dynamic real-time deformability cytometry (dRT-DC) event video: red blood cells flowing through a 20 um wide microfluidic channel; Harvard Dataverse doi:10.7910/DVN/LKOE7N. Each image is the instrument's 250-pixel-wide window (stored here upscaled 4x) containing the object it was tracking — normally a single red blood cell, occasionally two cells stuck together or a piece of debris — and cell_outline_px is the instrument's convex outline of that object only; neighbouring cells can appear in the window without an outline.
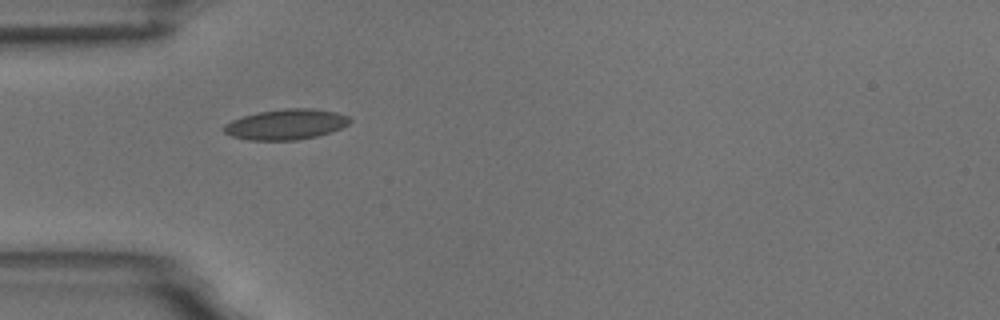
{"species": "common noctule bat (a hibernating species)", "species_latin": "Nyctalus noctula", "temperature_condition": "room temperature", "stored_images_in_passage": 5, "camera_frame_rate_fps": 3000, "um_per_image_px": 0.085, "animal": {"sex": "male", "body_mass_g": 18.8}, "frame": {"image": 1, "passage_image": 1, "time_ms": 0.0, "image_size_px": [1000, 320], "cell_outline_px": [[352, 120], [348, 124], [340, 128], [316, 136], [296, 140], [248, 140], [232, 136], [224, 132], [220, 128], [224, 124], [232, 120], [244, 116], [260, 112], [288, 108], [312, 108], [336, 112], [348, 116]], "centroid_in_image_um": [24.28, 10.57], "position_along_channel_um": 60.7, "area_um2": 22.2}}